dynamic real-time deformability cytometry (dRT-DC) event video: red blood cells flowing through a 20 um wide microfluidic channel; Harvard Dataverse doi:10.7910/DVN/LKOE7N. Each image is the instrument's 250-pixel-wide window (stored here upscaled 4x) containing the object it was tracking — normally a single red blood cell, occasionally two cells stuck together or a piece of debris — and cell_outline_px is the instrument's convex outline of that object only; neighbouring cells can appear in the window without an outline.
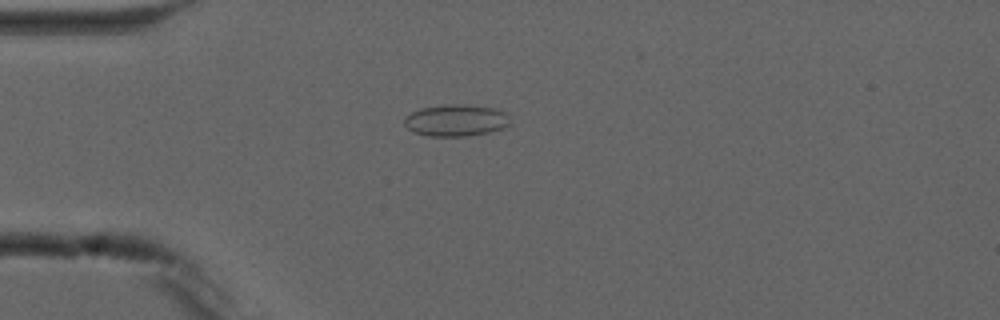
{"species": "common noctule bat (a hibernating species)", "species_latin": "Nyctalus noctula", "temperature_condition": "cold", "stored_images_in_passage": 5, "camera_frame_rate_fps": 3000, "um_per_image_px": 0.085, "animal": {"sex": "male", "forearm_length_mm": 52.5}, "frame": {"image": 1, "passage_image": 4, "time_ms": 3.333, "image_size_px": [1000, 320], "cell_outline_px": [[508, 124], [504, 128], [488, 132], [464, 136], [428, 136], [416, 132], [408, 128], [404, 124], [404, 116], [420, 108], [444, 104], [464, 104], [496, 108], [504, 112], [508, 116]], "centroid_in_image_um": [38.73, 10.21], "position_along_channel_um": 46.3, "area_um2": 19.54}}